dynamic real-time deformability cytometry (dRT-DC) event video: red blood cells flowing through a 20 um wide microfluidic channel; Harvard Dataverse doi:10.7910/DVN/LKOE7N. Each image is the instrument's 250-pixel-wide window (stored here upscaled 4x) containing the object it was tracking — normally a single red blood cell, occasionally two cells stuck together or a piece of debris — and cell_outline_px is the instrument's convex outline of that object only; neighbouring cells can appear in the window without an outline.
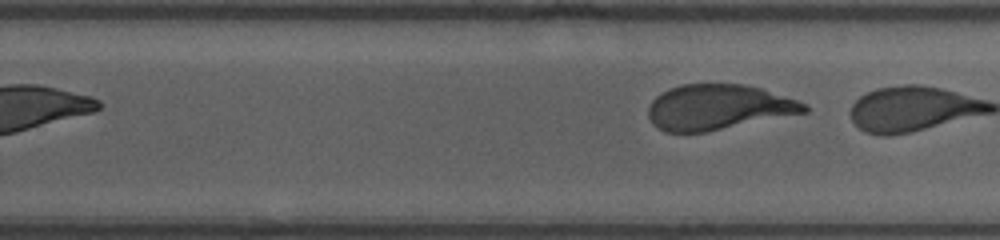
{"species": "human", "species_latin": "Homo sapiens", "temperature_condition": "room temperature", "stored_images_in_passage": 14, "segment_of_instrument_passage": [2, 2], "camera_frame_rate_fps": 3000, "um_per_image_px": 0.085, "donor": {"sex": "female"}, "frame": {"image": 1, "passage_image": 14, "time_ms": 6.333, "image_size_px": [1000, 240], "cell_outline_px": [[808, 112], [704, 132], [664, 132], [652, 124], [648, 116], [648, 108], [652, 100], [656, 96], [668, 88], [684, 84], [744, 84], [760, 88], [796, 100], [804, 104], [808, 108]], "centroid_in_image_um": [61.0, 9.11], "position_along_channel_um": 268.8, "area_um2": 40.86}}